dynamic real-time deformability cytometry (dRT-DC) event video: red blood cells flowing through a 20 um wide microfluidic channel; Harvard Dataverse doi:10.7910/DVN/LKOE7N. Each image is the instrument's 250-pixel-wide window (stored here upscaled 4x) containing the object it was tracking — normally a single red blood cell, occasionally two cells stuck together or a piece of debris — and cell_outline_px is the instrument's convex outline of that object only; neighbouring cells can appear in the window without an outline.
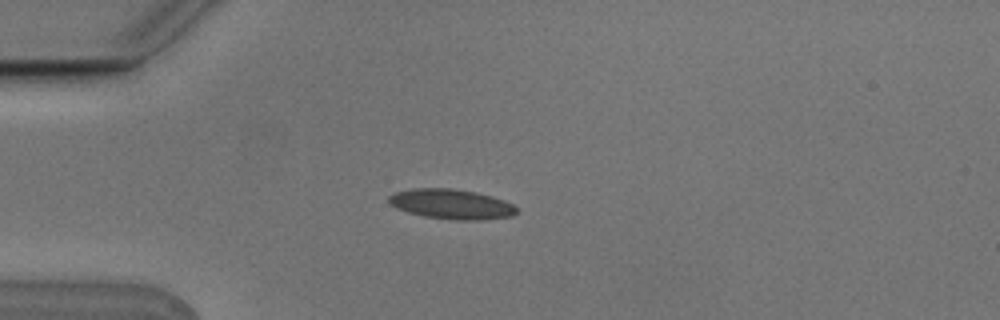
{"species": "Egyptian fruit bat (a non-hibernating species)", "species_latin": "Rousettus aegyptiacus", "temperature_condition": "cold", "stored_images_in_passage": 6, "camera_frame_rate_fps": 3000, "um_per_image_px": 0.085, "animal": {"sex": "male"}, "frame": {"image": 1, "passage_image": 4, "time_ms": 1.0, "image_size_px": [1000, 320], "cell_outline_px": [[516, 212], [512, 216], [480, 220], [456, 220], [424, 216], [408, 212], [396, 208], [388, 204], [388, 196], [396, 192], [416, 188], [452, 188], [476, 192], [492, 196], [504, 200], [512, 204], [516, 208]], "centroid_in_image_um": [38.35, 17.35], "position_along_channel_um": 46.7, "area_um2": 22.25}}